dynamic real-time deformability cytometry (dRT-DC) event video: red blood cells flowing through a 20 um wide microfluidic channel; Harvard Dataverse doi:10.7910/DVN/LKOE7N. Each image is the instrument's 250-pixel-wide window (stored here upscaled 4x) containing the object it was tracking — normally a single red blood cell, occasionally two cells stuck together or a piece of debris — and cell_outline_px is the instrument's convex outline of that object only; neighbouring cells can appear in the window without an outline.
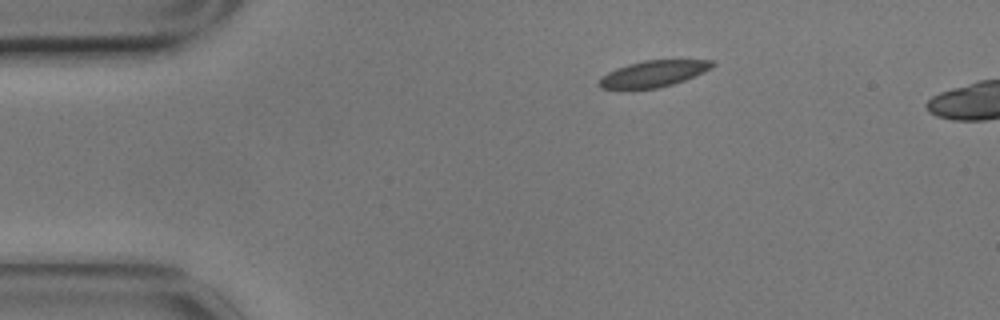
{"species": "common noctule bat (a hibernating species)", "species_latin": "Nyctalus noctula", "temperature_condition": "cold", "stored_images_in_passage": 5, "camera_frame_rate_fps": 3000, "um_per_image_px": 0.085, "animal": {"sex": "male", "body_mass_g": 17.9}, "frame": {"image": 1, "passage_image": 1, "time_ms": 0.0, "image_size_px": [1000, 320], "cell_outline_px": [[716, 64], [712, 68], [704, 72], [684, 80], [672, 84], [656, 88], [600, 88], [596, 84], [608, 72], [616, 68], [628, 64], [644, 60], [716, 60]], "centroid_in_image_um": [55.58, 6.25], "position_along_channel_um": 29.4, "area_um2": 17.17}}